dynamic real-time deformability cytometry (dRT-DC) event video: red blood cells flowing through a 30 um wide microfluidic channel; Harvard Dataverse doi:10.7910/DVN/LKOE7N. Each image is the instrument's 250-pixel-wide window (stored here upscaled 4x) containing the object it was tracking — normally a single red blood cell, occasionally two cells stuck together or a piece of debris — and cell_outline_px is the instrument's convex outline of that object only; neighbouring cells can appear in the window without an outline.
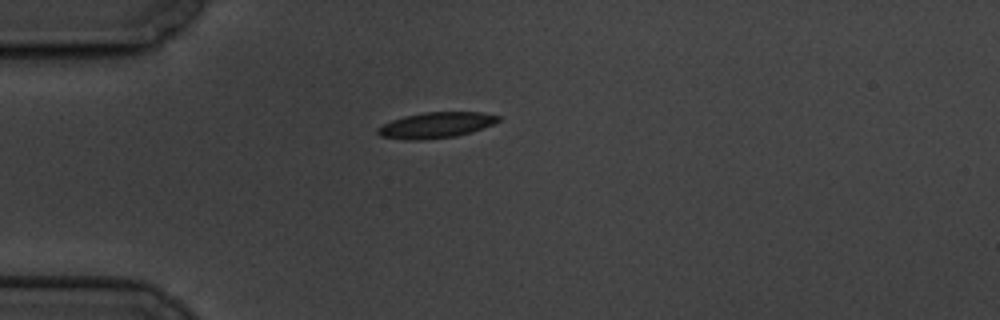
{"species": "common noctule bat (a hibernating species)", "species_latin": "Nyctalus noctula", "temperature_condition": "cold", "stored_images_in_passage": 3, "camera_frame_rate_fps": 3000, "um_per_image_px": 0.085, "animal": {"sex": "male", "body_mass_g": 19.5, "forearm_length_mm": 54.6}, "frame": {"image": 1, "passage_image": 1, "time_ms": 0.0, "image_size_px": [1000, 320], "cell_outline_px": [[500, 120], [492, 124], [472, 132], [456, 136], [420, 140], [404, 140], [380, 136], [376, 132], [376, 128], [392, 120], [404, 116], [424, 112], [484, 112], [500, 116]], "centroid_in_image_um": [37.04, 10.63], "position_along_channel_um": 48.0, "area_um2": 18.15}}
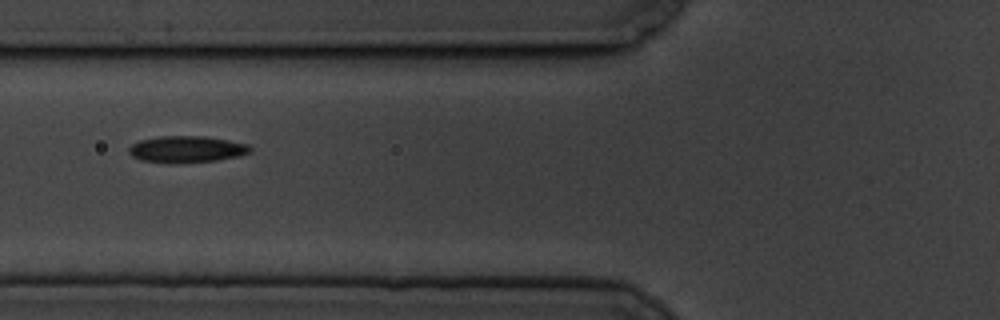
{"frame": {"image": 2, "passage_image": 3, "time_ms": 2.333, "image_size_px": [1000, 320], "cell_outline_px": [[252, 152], [236, 156], [216, 160], [172, 164], [140, 160], [132, 156], [128, 152], [128, 148], [132, 144], [140, 140], [160, 136], [204, 136], [228, 140], [248, 144], [252, 148]], "centroid_in_image_um": [15.84, 12.69], "position_along_channel_um": 110.0, "area_um2": 18.9}}